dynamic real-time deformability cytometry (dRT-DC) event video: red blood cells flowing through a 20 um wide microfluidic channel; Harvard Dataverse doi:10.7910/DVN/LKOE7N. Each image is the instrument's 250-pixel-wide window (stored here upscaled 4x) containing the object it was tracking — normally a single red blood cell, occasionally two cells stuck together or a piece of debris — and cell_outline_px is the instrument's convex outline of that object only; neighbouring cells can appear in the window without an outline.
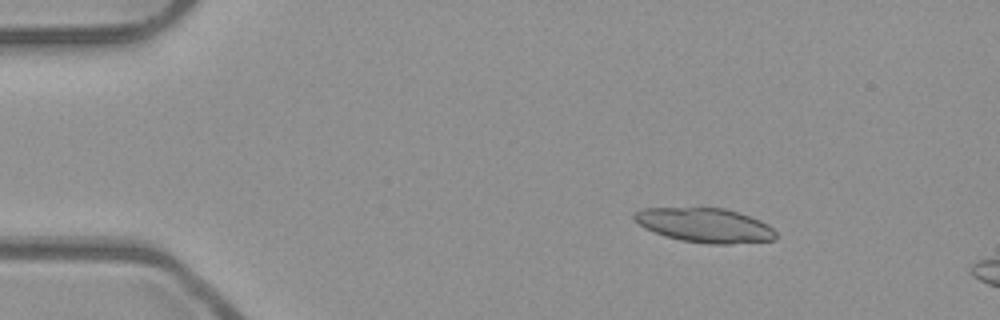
{"species": "common noctule bat (a hibernating species)", "species_latin": "Nyctalus noctula", "temperature_condition": "room temperature", "stored_images_in_passage": 13, "camera_frame_rate_fps": 3000, "um_per_image_px": 0.085, "animal": {"sex": "male", "body_mass_g": 23.1, "forearm_length_mm": 52.7}, "frame": {"image": 1, "passage_image": 8, "time_ms": 2.333, "image_size_px": [1000, 320], "cell_outline_px": [[776, 240], [732, 244], [708, 244], [680, 240], [664, 236], [644, 228], [632, 216], [632, 212], [640, 208], [724, 208], [760, 220], [768, 224], [776, 232]], "centroid_in_image_um": [59.9, 19.15], "position_along_channel_um": 25.1, "area_um2": 28.44}}